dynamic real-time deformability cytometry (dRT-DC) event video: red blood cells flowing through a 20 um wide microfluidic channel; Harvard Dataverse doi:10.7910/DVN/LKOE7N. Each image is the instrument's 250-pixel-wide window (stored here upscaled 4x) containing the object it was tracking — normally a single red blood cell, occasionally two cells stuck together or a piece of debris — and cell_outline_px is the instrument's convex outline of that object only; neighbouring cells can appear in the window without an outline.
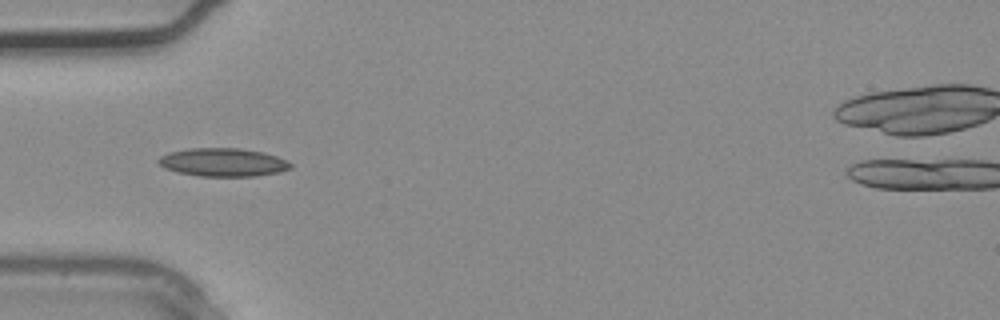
{"species": "common noctule bat (a hibernating species)", "species_latin": "Nyctalus noctula", "temperature_condition": "warm", "stored_images_in_passage": 3, "camera_frame_rate_fps": 3000, "um_per_image_px": 0.085, "animal": {"sex": "male", "body_mass_g": 20.4}, "frame": {"image": 1, "passage_image": 3, "time_ms": 0.667, "image_size_px": [1000, 320], "cell_outline_px": [[292, 168], [280, 172], [256, 176], [200, 176], [180, 172], [164, 168], [156, 160], [160, 156], [168, 152], [188, 148], [240, 148], [264, 152], [276, 156], [292, 164]], "centroid_in_image_um": [18.95, 13.79], "position_along_channel_um": 66.0, "area_um2": 21.79}}